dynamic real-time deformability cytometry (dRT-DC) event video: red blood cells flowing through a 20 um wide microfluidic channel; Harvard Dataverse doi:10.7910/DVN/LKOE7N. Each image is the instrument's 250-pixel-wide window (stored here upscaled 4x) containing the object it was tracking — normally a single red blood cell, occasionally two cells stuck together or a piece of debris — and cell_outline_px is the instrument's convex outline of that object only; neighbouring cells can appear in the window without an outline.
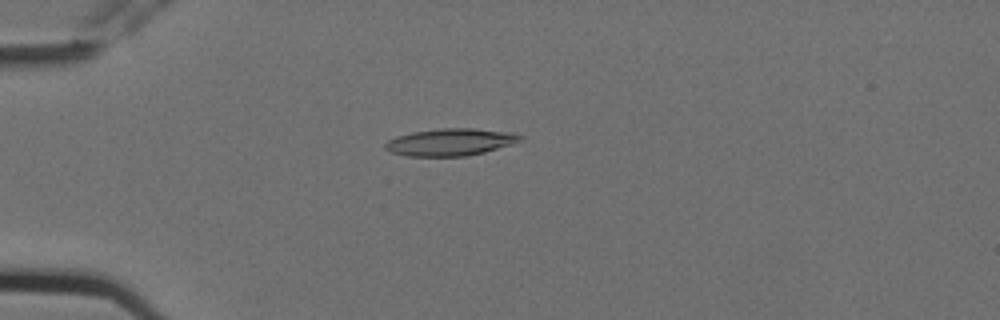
{"species": "Egyptian fruit bat (a non-hibernating species)", "species_latin": "Rousettus aegyptiacus", "temperature_condition": "cold", "stored_images_in_passage": 6, "camera_frame_rate_fps": 3000, "um_per_image_px": 0.085, "animal": {"sex": "female"}, "frame": {"image": 1, "passage_image": 5, "time_ms": 1.333, "image_size_px": [1000, 320], "cell_outline_px": [[524, 140], [484, 152], [464, 156], [408, 156], [392, 152], [384, 148], [384, 144], [388, 140], [396, 136], [412, 132], [440, 128], [472, 128], [512, 132], [524, 136]], "centroid_in_image_um": [38.3, 12.07], "position_along_channel_um": 46.7, "area_um2": 21.39}}